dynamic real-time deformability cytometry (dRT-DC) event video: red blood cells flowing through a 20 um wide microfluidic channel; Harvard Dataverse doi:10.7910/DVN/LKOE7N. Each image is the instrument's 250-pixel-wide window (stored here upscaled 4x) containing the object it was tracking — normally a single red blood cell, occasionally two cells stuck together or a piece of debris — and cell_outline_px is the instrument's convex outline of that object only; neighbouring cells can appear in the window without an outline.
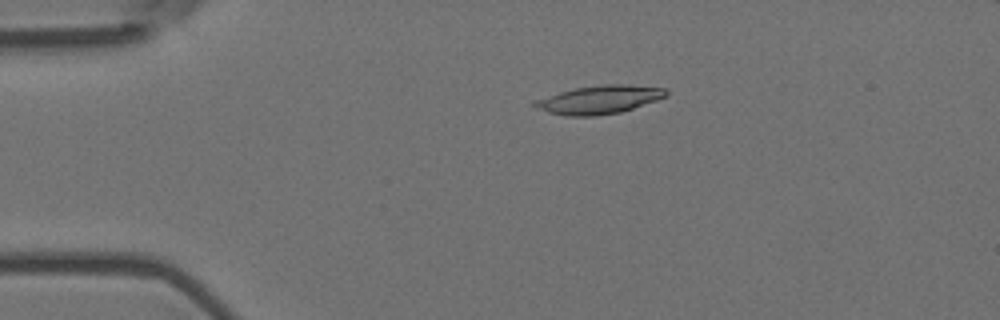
{"species": "Egyptian fruit bat (a non-hibernating species)", "species_latin": "Rousettus aegyptiacus", "temperature_condition": "room temperature", "stored_images_in_passage": 9, "camera_frame_rate_fps": 3000, "um_per_image_px": 0.085, "animal": {"sex": "female"}, "frame": {"image": 1, "passage_image": 5, "time_ms": 1.333, "image_size_px": [1000, 320], "cell_outline_px": [[668, 96], [620, 112], [596, 116], [564, 116], [548, 112], [532, 104], [536, 100], [560, 92], [576, 88], [604, 84], [628, 84], [668, 88]], "centroid_in_image_um": [51.0, 8.46], "position_along_channel_um": 34.0, "area_um2": 21.5}}